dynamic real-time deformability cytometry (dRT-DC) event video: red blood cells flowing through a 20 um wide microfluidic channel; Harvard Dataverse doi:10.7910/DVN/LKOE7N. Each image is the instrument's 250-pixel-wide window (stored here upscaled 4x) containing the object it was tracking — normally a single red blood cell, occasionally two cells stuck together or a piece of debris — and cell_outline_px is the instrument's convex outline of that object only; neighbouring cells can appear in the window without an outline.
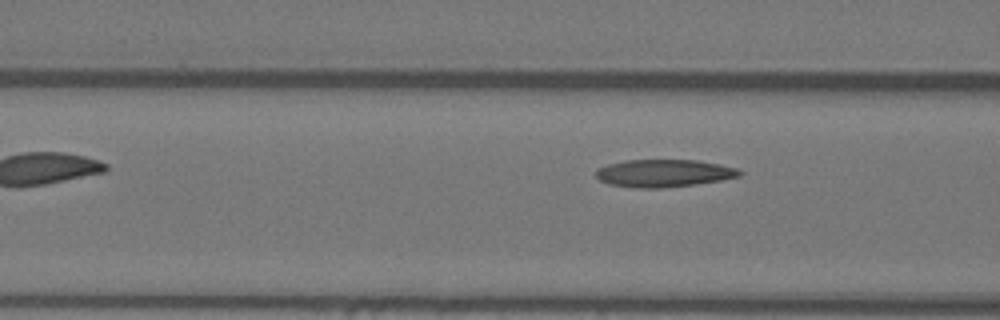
{"species": "Egyptian fruit bat (a non-hibernating species)", "species_latin": "Rousettus aegyptiacus", "temperature_condition": "warm", "stored_images_in_passage": 5, "camera_frame_rate_fps": 3000, "um_per_image_px": 0.085, "animal": {"sex": "female"}, "frame": {"image": 1, "passage_image": 5, "time_ms": 1.333, "image_size_px": [1000, 320], "cell_outline_px": [[744, 172], [740, 176], [720, 180], [692, 184], [660, 188], [636, 188], [608, 184], [600, 180], [596, 176], [596, 168], [608, 164], [624, 160], [696, 160], [720, 164], [736, 168]], "centroid_in_image_um": [56.4, 14.71], "position_along_channel_um": 110.2, "area_um2": 23.0}}